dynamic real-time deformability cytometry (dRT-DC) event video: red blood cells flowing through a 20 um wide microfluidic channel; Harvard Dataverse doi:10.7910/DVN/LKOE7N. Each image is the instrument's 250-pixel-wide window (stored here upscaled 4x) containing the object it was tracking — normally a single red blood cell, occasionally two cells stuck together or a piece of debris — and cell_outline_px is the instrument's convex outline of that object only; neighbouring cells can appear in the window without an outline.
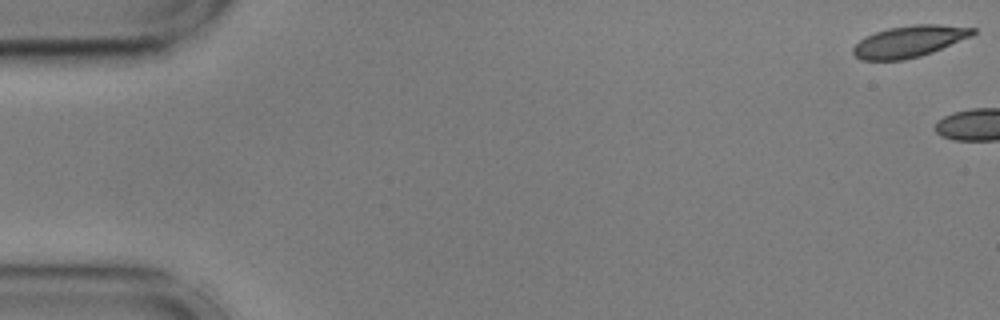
{"species": "common noctule bat (a hibernating species)", "species_latin": "Nyctalus noctula", "temperature_condition": "cold", "stored_images_in_passage": 4, "camera_frame_rate_fps": 3000, "um_per_image_px": 0.085, "animal": {"sex": "male", "body_mass_g": 17.9, "forearm_length_mm": 54.2}, "frame": {"image": 1, "passage_image": 1, "time_ms": 0.0, "image_size_px": [1000, 320], "cell_outline_px": [[976, 32], [972, 36], [932, 52], [920, 56], [904, 60], [860, 60], [852, 52], [852, 48], [864, 36], [888, 28], [916, 24], [940, 24], [976, 28]], "centroid_in_image_um": [77.29, 3.52], "position_along_channel_um": 7.7, "area_um2": 22.02}}